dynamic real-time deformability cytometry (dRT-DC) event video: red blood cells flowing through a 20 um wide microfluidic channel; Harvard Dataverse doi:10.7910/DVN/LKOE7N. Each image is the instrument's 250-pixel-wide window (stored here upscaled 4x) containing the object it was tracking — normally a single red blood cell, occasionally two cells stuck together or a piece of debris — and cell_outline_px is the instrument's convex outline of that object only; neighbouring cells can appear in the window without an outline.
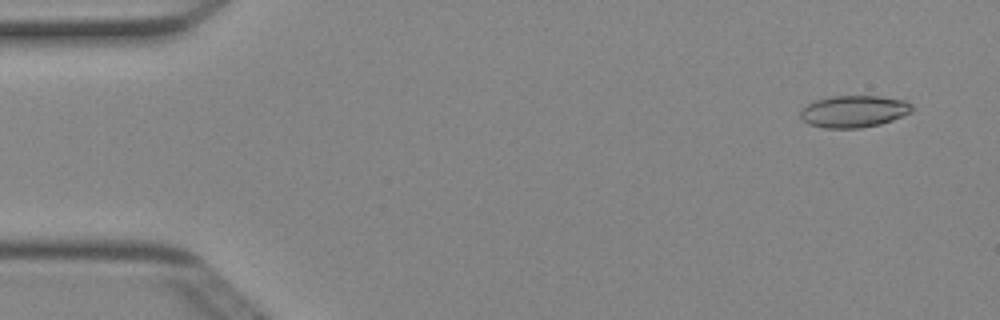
{"species": "Egyptian fruit bat (a non-hibernating species)", "species_latin": "Rousettus aegyptiacus", "temperature_condition": "cold", "stored_images_in_passage": 4, "camera_frame_rate_fps": 3000, "um_per_image_px": 0.085, "animal": {"sex": "female"}, "frame": {"image": 1, "passage_image": 1, "time_ms": 0.0, "image_size_px": [1000, 320], "cell_outline_px": [[912, 112], [892, 120], [880, 124], [860, 128], [824, 128], [808, 124], [800, 116], [800, 112], [808, 104], [816, 100], [832, 96], [880, 96], [904, 100], [912, 104]], "centroid_in_image_um": [72.59, 9.47], "position_along_channel_um": 12.4, "area_um2": 20.69}}
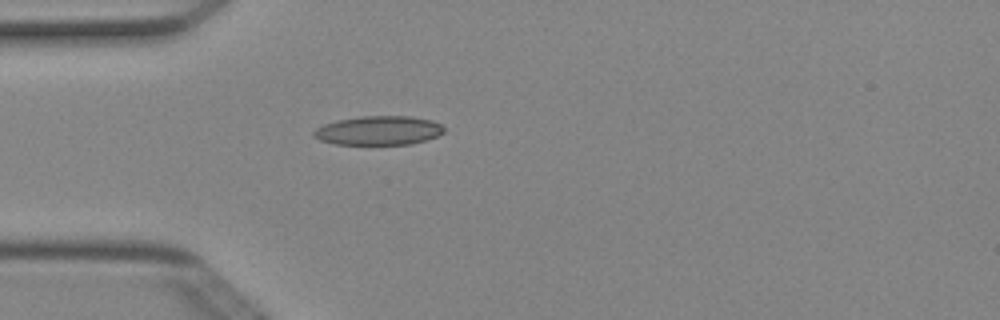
{"frame": {"image": 2, "passage_image": 4, "time_ms": 1.0, "image_size_px": [1000, 320], "cell_outline_px": [[444, 132], [436, 136], [424, 140], [408, 144], [336, 144], [320, 140], [312, 136], [312, 132], [316, 128], [324, 124], [340, 120], [360, 116], [412, 116], [432, 120], [440, 124], [444, 128]], "centroid_in_image_um": [32.17, 11.08], "position_along_channel_um": 52.8, "area_um2": 21.91}}